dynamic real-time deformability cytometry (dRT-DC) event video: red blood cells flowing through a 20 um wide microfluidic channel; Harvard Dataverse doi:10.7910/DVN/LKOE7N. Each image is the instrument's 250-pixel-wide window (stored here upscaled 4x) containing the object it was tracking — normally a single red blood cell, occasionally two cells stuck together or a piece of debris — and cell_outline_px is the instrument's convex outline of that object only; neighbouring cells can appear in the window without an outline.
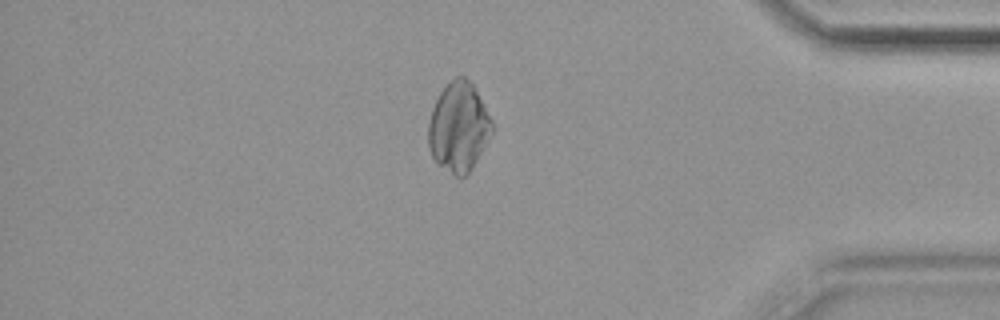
{"species": "common noctule bat (a hibernating species)", "species_latin": "Nyctalus noctula", "temperature_condition": "cold", "stored_images_in_passage": 55, "camera_frame_rate_fps": 3000, "um_per_image_px": 0.085, "animal": {"sex": "female", "body_mass_g": 19.9}, "frame": {"image": 1, "passage_image": 47, "time_ms": 15.333, "image_size_px": [1000, 320], "cell_outline_px": [[492, 132], [472, 168], [460, 180], [436, 164], [428, 148], [428, 120], [432, 108], [440, 92], [456, 76], [464, 76], [472, 84], [492, 120]], "centroid_in_image_um": [38.95, 10.85], "position_along_channel_um": 396.3, "area_um2": 33.06}}